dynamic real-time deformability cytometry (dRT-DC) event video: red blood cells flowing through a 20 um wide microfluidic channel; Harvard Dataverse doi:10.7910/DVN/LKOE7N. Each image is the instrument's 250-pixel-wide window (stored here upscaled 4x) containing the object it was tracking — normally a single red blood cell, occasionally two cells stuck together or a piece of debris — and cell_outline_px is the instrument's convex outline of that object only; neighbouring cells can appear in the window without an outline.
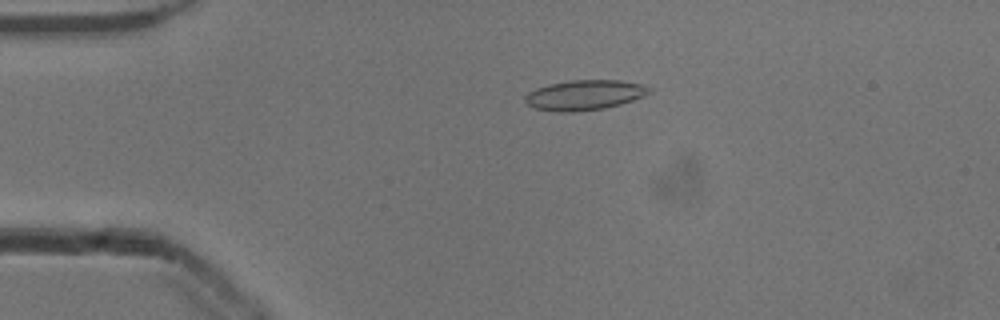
{"species": "common noctule bat (a hibernating species)", "species_latin": "Nyctalus noctula", "temperature_condition": "cold", "stored_images_in_passage": 52, "camera_frame_rate_fps": 3000, "um_per_image_px": 0.085, "animal": {"sex": "male", "body_mass_g": 13.3}, "frame": {"image": 1, "passage_image": 11, "time_ms": 3.333, "image_size_px": [1000, 320], "cell_outline_px": [[652, 92], [644, 96], [620, 104], [604, 108], [576, 112], [556, 112], [536, 108], [528, 104], [524, 100], [524, 96], [528, 92], [536, 88], [548, 84], [572, 80], [620, 80], [644, 84], [652, 88]], "centroid_in_image_um": [49.71, 8.07], "position_along_channel_um": 35.3, "area_um2": 21.91}}
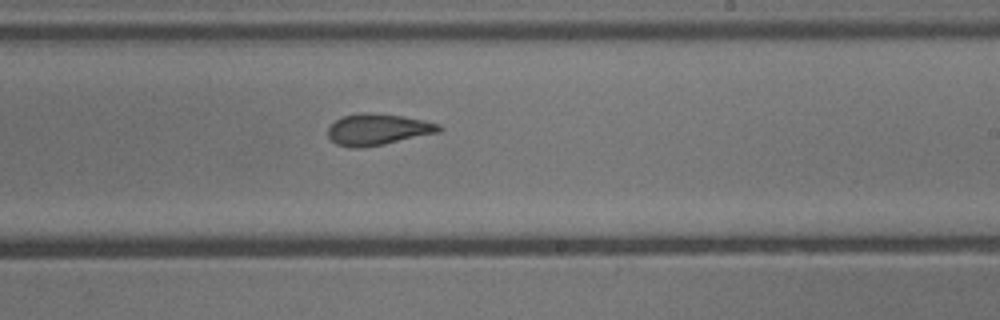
{"frame": {"image": 2, "passage_image": 31, "time_ms": 10.0, "image_size_px": [1000, 320], "cell_outline_px": [[444, 128], [440, 132], [384, 144], [356, 148], [348, 148], [336, 144], [328, 136], [328, 128], [336, 120], [344, 116], [364, 112], [372, 112], [404, 116], [424, 120], [440, 124]], "centroid_in_image_um": [32.14, 11.0], "position_along_channel_um": 256.9, "area_um2": 20.35}}
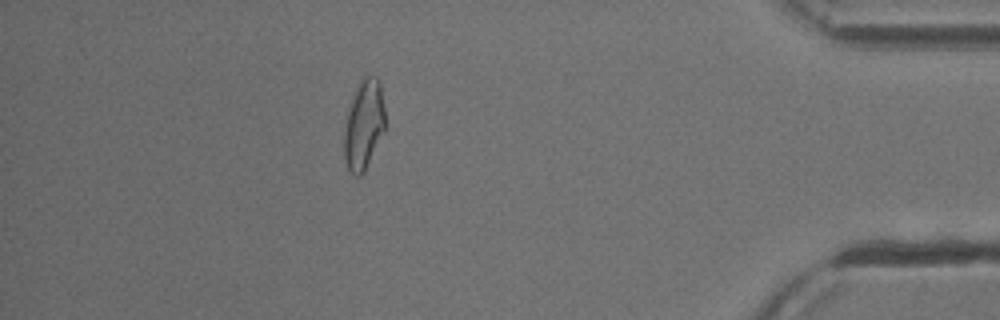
{"frame": {"image": 3, "passage_image": 46, "time_ms": 15.0, "image_size_px": [1000, 320], "cell_outline_px": [[384, 132], [364, 172], [360, 176], [356, 176], [348, 168], [344, 156], [344, 128], [348, 112], [356, 88], [368, 76], [376, 76], [380, 80], [384, 108]], "centroid_in_image_um": [30.93, 10.63], "position_along_channel_um": 404.3, "area_um2": 20.98}, "authors_computed_cell_mechanics": {"area_um2": 21.0392, "velocity_mm_per_s": 3.911, "shape_relaxation_time_tau1_ms": null, "shape_relaxation_time_tau2_ms": 1.7028, "deformation_change_tau1": null, "deformation_change_tau2": 0.098}}